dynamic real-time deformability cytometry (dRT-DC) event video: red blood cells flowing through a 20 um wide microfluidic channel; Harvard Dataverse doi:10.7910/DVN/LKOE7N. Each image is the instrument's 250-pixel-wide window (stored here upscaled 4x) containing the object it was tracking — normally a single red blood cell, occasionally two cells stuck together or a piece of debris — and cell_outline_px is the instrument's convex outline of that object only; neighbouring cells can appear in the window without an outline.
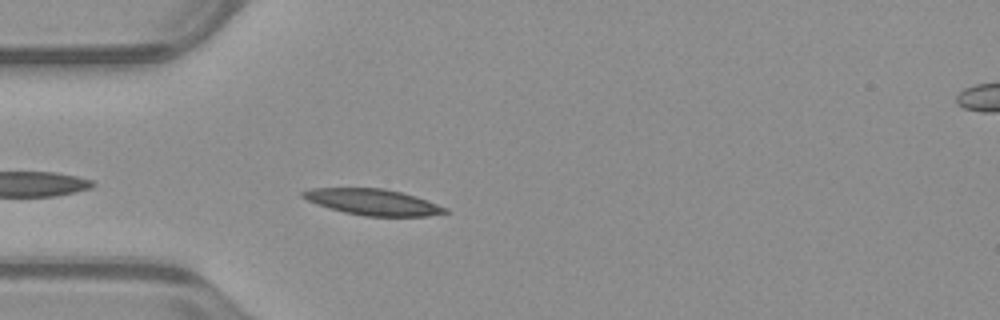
{"species": "common noctule bat (a hibernating species)", "species_latin": "Nyctalus noctula", "temperature_condition": "warm", "stored_images_in_passage": 30, "camera_frame_rate_fps": 3000, "um_per_image_px": 0.085, "animal": {"sex": "male", "body_mass_g": 23.1, "forearm_length_mm": 52.7}, "frame": {"image": 1, "passage_image": 3, "time_ms": 0.667, "image_size_px": [1000, 320], "cell_outline_px": [[448, 212], [428, 216], [364, 216], [344, 212], [328, 208], [316, 204], [300, 196], [300, 192], [312, 188], [384, 188], [416, 196], [448, 208]], "centroid_in_image_um": [31.68, 17.17], "position_along_channel_um": 53.3, "area_um2": 21.62}}
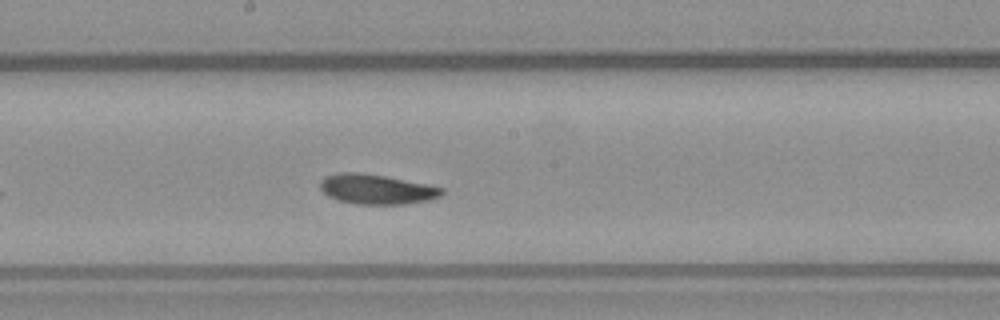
{"frame": {"image": 2, "passage_image": 16, "time_ms": 5.0, "image_size_px": [1000, 320], "cell_outline_px": [[444, 192], [440, 196], [428, 200], [404, 204], [356, 204], [336, 200], [328, 196], [320, 188], [320, 180], [324, 176], [336, 172], [360, 172], [384, 176], [428, 184], [444, 188]], "centroid_in_image_um": [31.97, 16.07], "position_along_channel_um": 216.2, "area_um2": 21.33}}
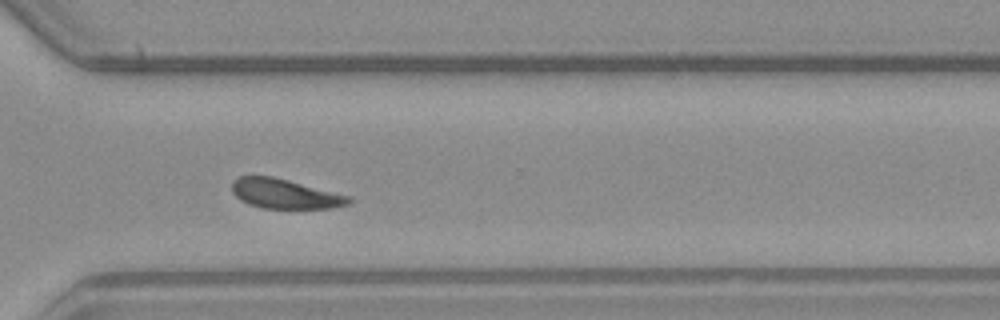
{"frame": {"image": 3, "passage_image": 26, "time_ms": 8.333, "image_size_px": [1000, 320], "cell_outline_px": [[352, 200], [348, 204], [332, 208], [260, 208], [248, 204], [240, 200], [232, 192], [232, 180], [240, 176], [272, 176], [352, 196]], "centroid_in_image_um": [24.21, 16.47], "position_along_channel_um": 346.4, "area_um2": 20.23}, "authors_computed_cell_mechanics": {"area_um2": 21.2704, "velocity_mm_per_s": 3.9108, "shape_relaxation_time_tau1_ms": 3.5961, "shape_relaxation_time_tau2_ms": 5.8636, "deformation_change_tau1": 0.1348, "deformation_change_tau2": 0.1422}}